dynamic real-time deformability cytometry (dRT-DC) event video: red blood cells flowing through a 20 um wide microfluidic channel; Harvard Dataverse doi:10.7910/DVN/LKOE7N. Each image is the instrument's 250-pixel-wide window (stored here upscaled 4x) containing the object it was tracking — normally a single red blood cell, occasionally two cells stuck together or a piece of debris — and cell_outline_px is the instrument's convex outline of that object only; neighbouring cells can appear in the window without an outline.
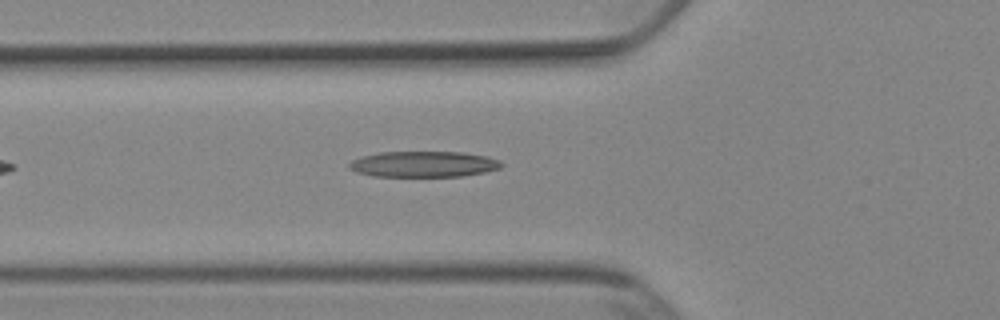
{"species": "Egyptian fruit bat (a non-hibernating species)", "species_latin": "Rousettus aegyptiacus", "temperature_condition": "cold", "stored_images_in_passage": 14, "camera_frame_rate_fps": 3000, "um_per_image_px": 0.085, "animal": {"sex": "female"}, "frame": {"image": 1, "passage_image": 7, "time_ms": 2.0, "image_size_px": [1000, 320], "cell_outline_px": [[504, 164], [500, 168], [484, 172], [464, 176], [372, 176], [356, 172], [348, 168], [348, 164], [352, 160], [364, 156], [380, 152], [464, 152], [488, 156], [500, 160]], "centroid_in_image_um": [36.03, 13.95], "position_along_channel_um": 89.8, "area_um2": 23.0}}
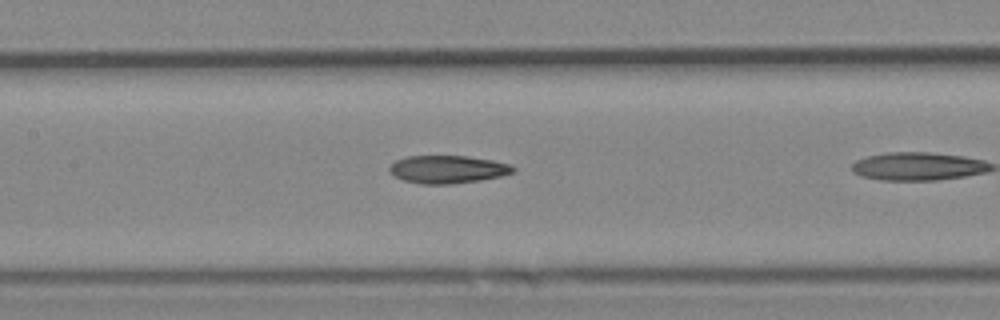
{"frame": {"image": 2, "passage_image": 10, "time_ms": 3.0, "image_size_px": [1000, 320], "cell_outline_px": [[516, 172], [500, 176], [480, 180], [452, 184], [420, 184], [404, 180], [396, 176], [388, 168], [396, 160], [408, 156], [468, 156], [492, 160], [512, 164], [516, 168]], "centroid_in_image_um": [38.11, 14.39], "position_along_channel_um": 169.3, "area_um2": 20.06}}